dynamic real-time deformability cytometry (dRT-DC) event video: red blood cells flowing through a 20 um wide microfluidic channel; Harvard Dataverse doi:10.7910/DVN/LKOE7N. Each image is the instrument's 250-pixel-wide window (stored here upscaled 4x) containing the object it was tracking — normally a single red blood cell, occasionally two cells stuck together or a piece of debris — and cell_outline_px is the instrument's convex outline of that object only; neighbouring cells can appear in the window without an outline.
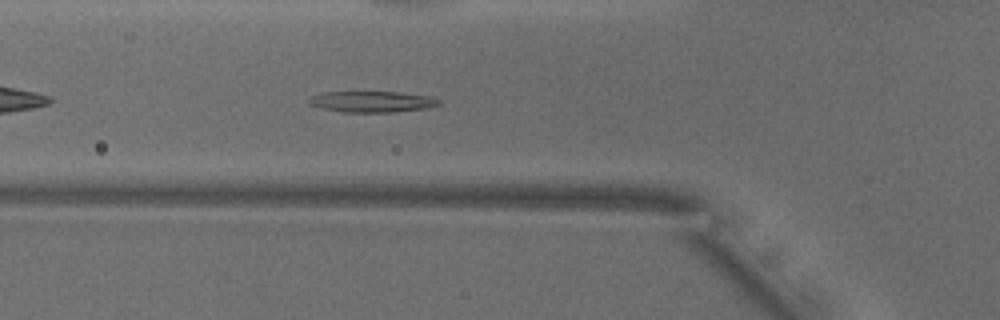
{"species": "common noctule bat (a hibernating species)", "species_latin": "Nyctalus noctula", "temperature_condition": "warm", "stored_images_in_passage": 39, "camera_frame_rate_fps": 3000, "um_per_image_px": 0.085, "animal": {"sex": "male", "body_mass_g": 18.8}, "frame": {"image": 1, "passage_image": 6, "time_ms": 1.667, "image_size_px": [1000, 320], "cell_outline_px": [[440, 104], [428, 108], [396, 112], [344, 112], [320, 108], [308, 104], [308, 100], [312, 96], [324, 92], [400, 92], [432, 96], [440, 100]], "centroid_in_image_um": [31.65, 8.64], "position_along_channel_um": 94.1, "area_um2": 16.07}}
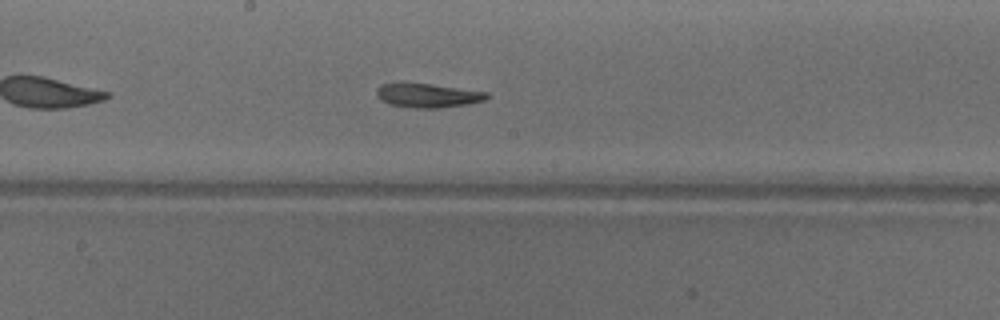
{"frame": {"image": 2, "passage_image": 15, "time_ms": 4.667, "image_size_px": [1000, 320], "cell_outline_px": [[488, 96], [484, 100], [468, 104], [440, 108], [412, 108], [388, 104], [380, 100], [376, 96], [376, 88], [380, 84], [432, 84], [488, 92]], "centroid_in_image_um": [36.33, 8.13], "position_along_channel_um": 211.9, "area_um2": 15.37}}
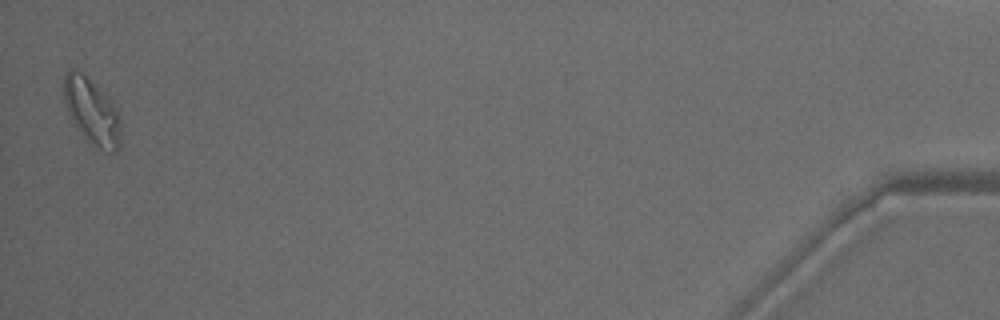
{"frame": {"image": 3, "passage_image": 39, "time_ms": 12.667, "image_size_px": [1000, 320], "cell_outline_px": [[120, 148], [112, 152], [108, 152], [92, 144], [84, 136], [72, 120], [68, 112], [64, 100], [64, 76], [68, 68], [76, 68], [84, 72], [108, 96], [120, 120]], "centroid_in_image_um": [7.79, 9.41], "position_along_channel_um": 427.4, "area_um2": 21.79}, "authors_computed_cell_mechanics": {"area_um2": 15.9528, "velocity_mm_per_s": 3.911, "shape_relaxation_time_tau1_ms": 4.8971, "shape_relaxation_time_tau2_ms": 5.7139, "deformation_change_tau1": 0.1676, "deformation_change_tau2": 0.1613}}